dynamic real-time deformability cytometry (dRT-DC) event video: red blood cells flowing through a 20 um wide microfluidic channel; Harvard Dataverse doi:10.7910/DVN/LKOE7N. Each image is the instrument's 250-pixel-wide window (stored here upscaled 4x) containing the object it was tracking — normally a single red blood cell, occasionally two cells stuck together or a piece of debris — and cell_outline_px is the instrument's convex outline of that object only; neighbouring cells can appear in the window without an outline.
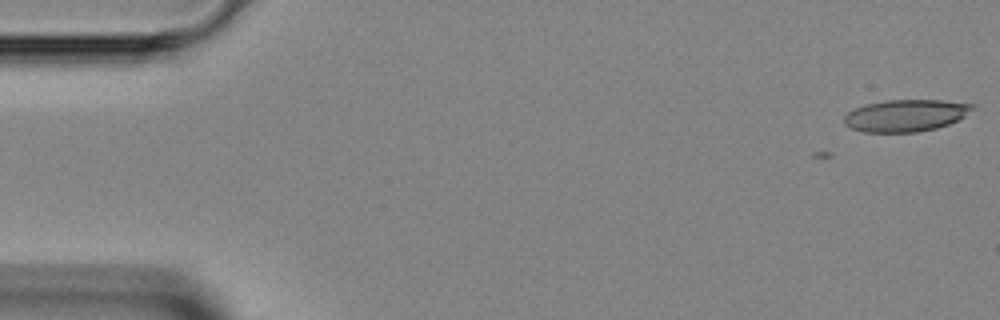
{"species": "Egyptian fruit bat (a non-hibernating species)", "species_latin": "Rousettus aegyptiacus", "temperature_condition": "room temperature", "stored_images_in_passage": 5, "camera_frame_rate_fps": 3000, "um_per_image_px": 0.085, "animal": {"sex": "female"}, "frame": {"image": 1, "passage_image": 1, "time_ms": 0.0, "image_size_px": [1000, 320], "cell_outline_px": [[976, 104], [964, 116], [948, 124], [936, 128], [916, 132], [864, 132], [852, 128], [844, 124], [844, 116], [848, 112], [856, 108], [868, 104], [884, 100], [940, 100]], "centroid_in_image_um": [76.97, 9.81], "position_along_channel_um": 8.0, "area_um2": 23.64}}